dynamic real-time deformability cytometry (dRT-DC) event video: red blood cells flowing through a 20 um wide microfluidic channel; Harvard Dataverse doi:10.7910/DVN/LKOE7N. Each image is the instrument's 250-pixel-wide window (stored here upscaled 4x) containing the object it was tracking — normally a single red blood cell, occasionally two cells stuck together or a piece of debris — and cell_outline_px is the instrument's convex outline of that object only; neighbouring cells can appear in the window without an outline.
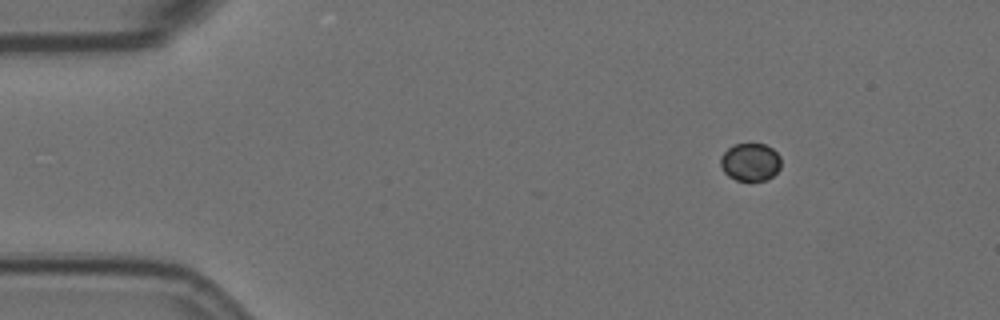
{"species": "Egyptian fruit bat (a non-hibernating species)", "species_latin": "Rousettus aegyptiacus", "temperature_condition": "room temperature", "stored_images_in_passage": 5, "camera_frame_rate_fps": 3000, "um_per_image_px": 0.085, "animal": {"sex": "female"}, "frame": {"image": 1, "passage_image": 1, "time_ms": 0.0, "image_size_px": [1000, 320], "cell_outline_px": [[780, 168], [772, 176], [764, 180], [736, 180], [728, 176], [724, 172], [720, 164], [720, 156], [732, 144], [764, 144], [772, 148], [780, 156]], "centroid_in_image_um": [63.75, 13.76], "position_along_channel_um": 21.2, "area_um2": 13.29}}
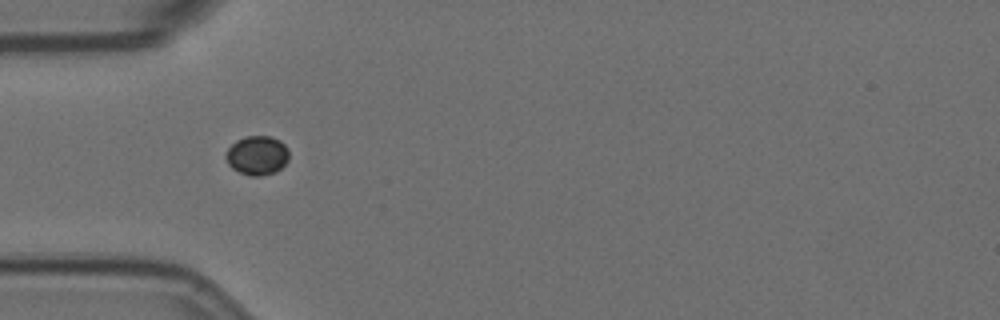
{"frame": {"image": 2, "passage_image": 4, "time_ms": 3.333, "image_size_px": [1000, 320], "cell_outline_px": [[288, 160], [276, 172], [260, 176], [248, 176], [232, 168], [228, 164], [224, 156], [228, 148], [236, 140], [248, 136], [268, 136], [280, 140], [288, 148]], "centroid_in_image_um": [21.85, 13.21], "position_along_channel_um": 63.2, "area_um2": 14.45}}
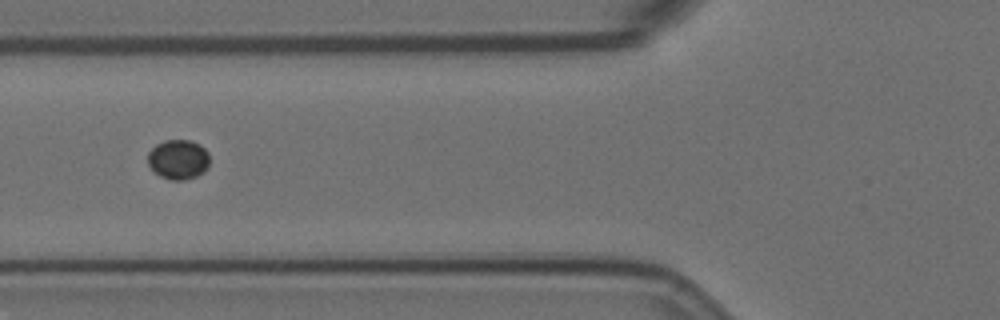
{"frame": {"image": 3, "passage_image": 5, "time_ms": 4.667, "image_size_px": [1000, 320], "cell_outline_px": [[208, 168], [204, 172], [196, 176], [184, 180], [172, 180], [160, 176], [148, 164], [148, 152], [156, 144], [164, 140], [188, 140], [200, 144], [208, 152]], "centroid_in_image_um": [15.16, 13.54], "position_along_channel_um": 110.6, "area_um2": 14.28}}